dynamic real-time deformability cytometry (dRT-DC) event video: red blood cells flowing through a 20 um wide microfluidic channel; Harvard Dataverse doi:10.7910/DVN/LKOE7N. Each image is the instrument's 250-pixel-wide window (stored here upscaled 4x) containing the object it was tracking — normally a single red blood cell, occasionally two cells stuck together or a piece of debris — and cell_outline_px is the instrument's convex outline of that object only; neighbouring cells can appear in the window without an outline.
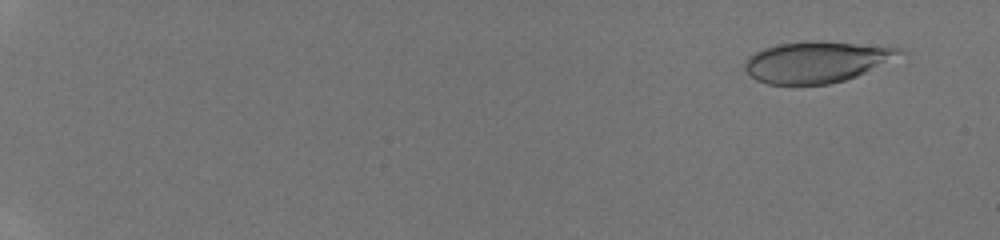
{"species": "human", "species_latin": "Homo sapiens", "temperature_condition": "room temperature", "stored_images_in_passage": 18, "camera_frame_rate_fps": 3000, "um_per_image_px": 0.085, "donor": {"sex": "male"}, "frame": {"image": 1, "passage_image": 2, "time_ms": 0.667, "image_size_px": [1000, 240], "cell_outline_px": [[908, 52], [856, 76], [844, 80], [828, 84], [768, 84], [756, 80], [744, 68], [744, 60], [748, 56], [764, 48], [776, 44], [808, 40], [816, 40], [888, 44], [900, 48]], "centroid_in_image_um": [69.47, 5.22], "position_along_channel_um": 15.5, "area_um2": 37.8}}
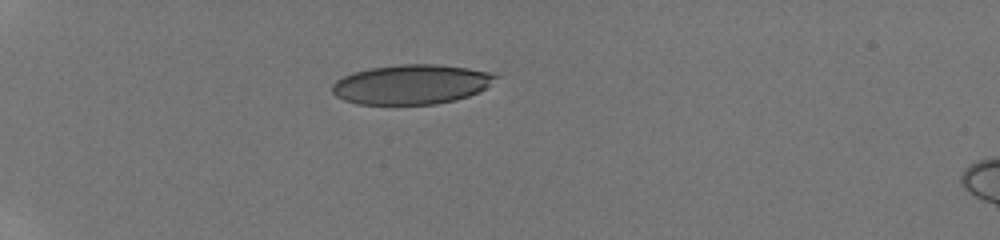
{"frame": {"image": 2, "passage_image": 11, "time_ms": 5.333, "image_size_px": [1000, 240], "cell_outline_px": [[500, 76], [480, 92], [456, 100], [436, 104], [356, 104], [344, 100], [336, 96], [332, 92], [332, 84], [336, 80], [352, 72], [372, 68], [400, 64], [436, 64], [468, 68], [492, 72]], "centroid_in_image_um": [34.98, 7.17], "position_along_channel_um": 50.0, "area_um2": 37.92}}
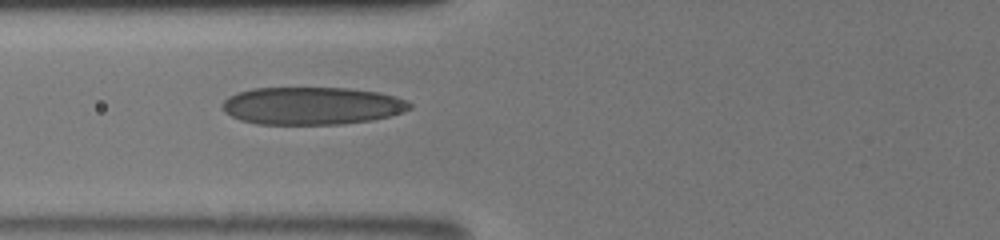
{"frame": {"image": 3, "passage_image": 17, "time_ms": 7.667, "image_size_px": [1000, 240], "cell_outline_px": [[412, 108], [404, 112], [372, 120], [340, 124], [256, 124], [240, 120], [224, 112], [224, 100], [228, 96], [236, 92], [252, 88], [348, 88], [376, 92], [392, 96], [404, 100], [412, 104]], "centroid_in_image_um": [26.48, 8.99], "position_along_channel_um": 99.3, "area_um2": 40.98}}